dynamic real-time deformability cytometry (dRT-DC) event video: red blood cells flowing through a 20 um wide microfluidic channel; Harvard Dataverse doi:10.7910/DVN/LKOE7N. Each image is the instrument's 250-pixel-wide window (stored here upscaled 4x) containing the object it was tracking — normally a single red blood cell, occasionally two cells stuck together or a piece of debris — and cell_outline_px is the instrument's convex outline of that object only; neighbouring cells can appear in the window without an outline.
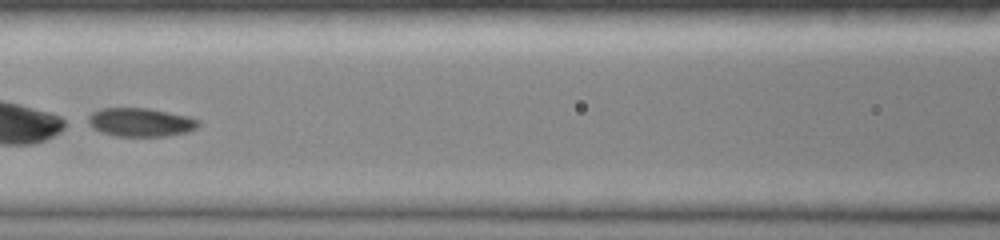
{"species": "common noctule bat (a hibernating species)", "species_latin": "Nyctalus noctula", "temperature_condition": "room temperature", "stored_images_in_passage": 33, "segment_of_instrument_passage": [2, 2], "camera_frame_rate_fps": 3000, "um_per_image_px": 0.085, "animal": {"sex": "female", "body_mass_g": 19.0, "forearm_length_mm": 51.5}, "frame": {"image": 1, "passage_image": 13, "time_ms": 5.667, "image_size_px": [1000, 240], "cell_outline_px": [[200, 124], [196, 128], [188, 132], [164, 136], [116, 136], [100, 132], [92, 128], [88, 124], [88, 116], [92, 112], [100, 108], [148, 108], [188, 116], [200, 120]], "centroid_in_image_um": [11.93, 10.39], "position_along_channel_um": 154.7, "area_um2": 18.5}}
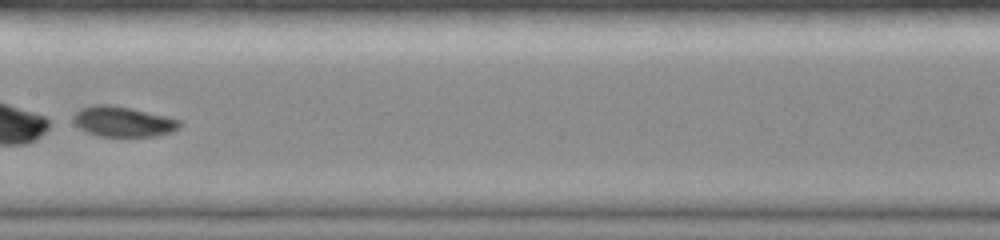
{"frame": {"image": 2, "passage_image": 15, "time_ms": 6.667, "image_size_px": [1000, 240], "cell_outline_px": [[184, 124], [180, 128], [172, 132], [156, 136], [100, 136], [84, 132], [72, 120], [72, 116], [80, 108], [92, 104], [108, 104], [132, 108], [184, 120]], "centroid_in_image_um": [10.49, 10.33], "position_along_channel_um": 196.9, "area_um2": 19.19}}